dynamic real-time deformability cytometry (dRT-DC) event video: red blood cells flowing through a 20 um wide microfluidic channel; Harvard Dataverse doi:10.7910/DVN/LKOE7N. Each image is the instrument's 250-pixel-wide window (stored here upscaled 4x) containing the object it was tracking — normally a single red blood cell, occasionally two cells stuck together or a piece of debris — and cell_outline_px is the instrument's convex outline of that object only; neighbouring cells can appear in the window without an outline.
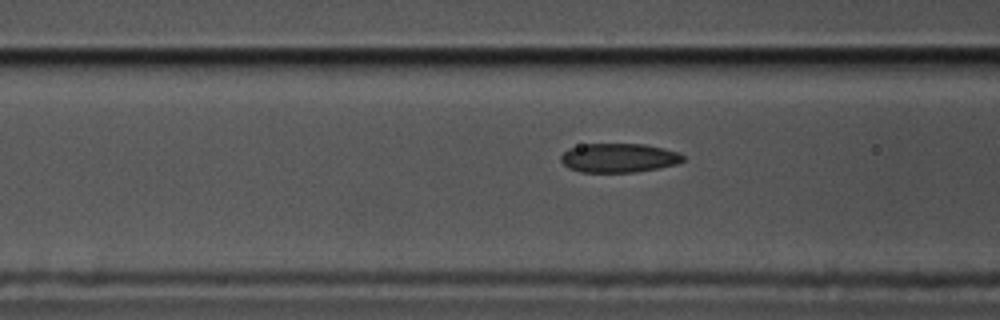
{"species": "common noctule bat (a hibernating species)", "species_latin": "Nyctalus noctula", "temperature_condition": "cold", "stored_images_in_passage": 35, "camera_frame_rate_fps": 3000, "um_per_image_px": 0.085, "animal": {"sex": "male", "body_mass_g": 17.5, "forearm_length_mm": 52.3}, "frame": {"image": 1, "passage_image": 5, "time_ms": 1.333, "image_size_px": [1000, 320], "cell_outline_px": [[684, 160], [676, 164], [660, 168], [636, 172], [580, 172], [568, 168], [560, 160], [560, 156], [568, 148], [584, 144], [644, 144], [664, 148], [680, 152], [684, 156]], "centroid_in_image_um": [52.6, 13.42], "position_along_channel_um": 114.0, "area_um2": 20.87}}
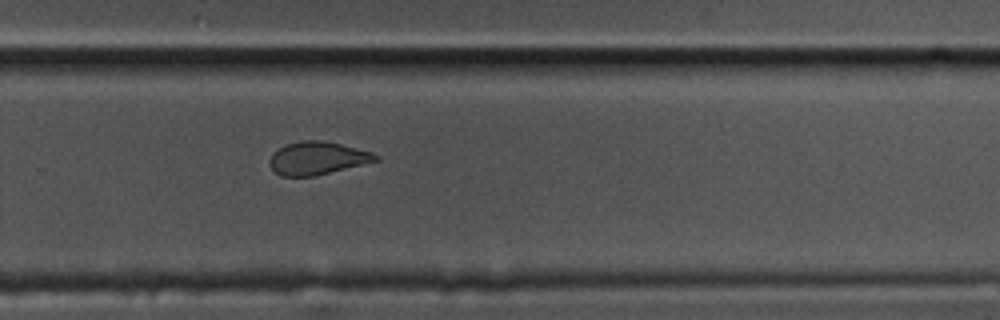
{"frame": {"image": 2, "passage_image": 21, "time_ms": 6.667, "image_size_px": [1000, 320], "cell_outline_px": [[380, 160], [312, 176], [280, 176], [268, 164], [268, 160], [272, 152], [288, 144], [300, 140], [320, 140], [340, 144], [372, 152], [380, 156]], "centroid_in_image_um": [26.95, 13.44], "position_along_channel_um": 302.9, "area_um2": 20.17}}
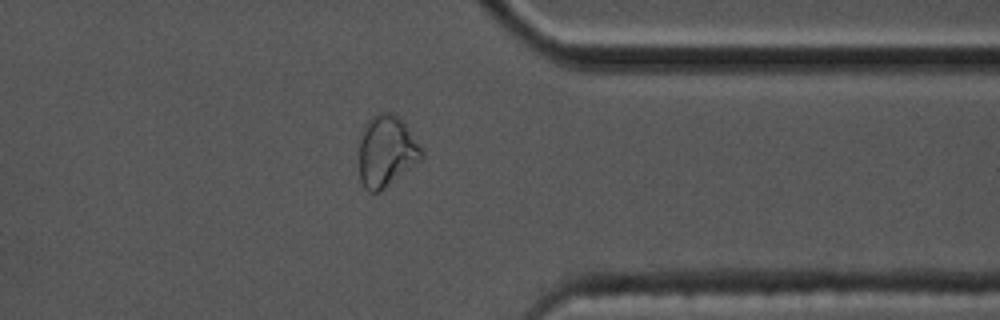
{"frame": {"image": 3, "passage_image": 28, "time_ms": 9.0, "image_size_px": [1000, 320], "cell_outline_px": [[424, 156], [420, 160], [380, 192], [368, 192], [364, 188], [360, 180], [360, 132], [368, 120], [376, 112], [392, 112], [404, 124], [424, 148]], "centroid_in_image_um": [32.84, 12.85], "position_along_channel_um": 378.6, "area_um2": 26.07}}